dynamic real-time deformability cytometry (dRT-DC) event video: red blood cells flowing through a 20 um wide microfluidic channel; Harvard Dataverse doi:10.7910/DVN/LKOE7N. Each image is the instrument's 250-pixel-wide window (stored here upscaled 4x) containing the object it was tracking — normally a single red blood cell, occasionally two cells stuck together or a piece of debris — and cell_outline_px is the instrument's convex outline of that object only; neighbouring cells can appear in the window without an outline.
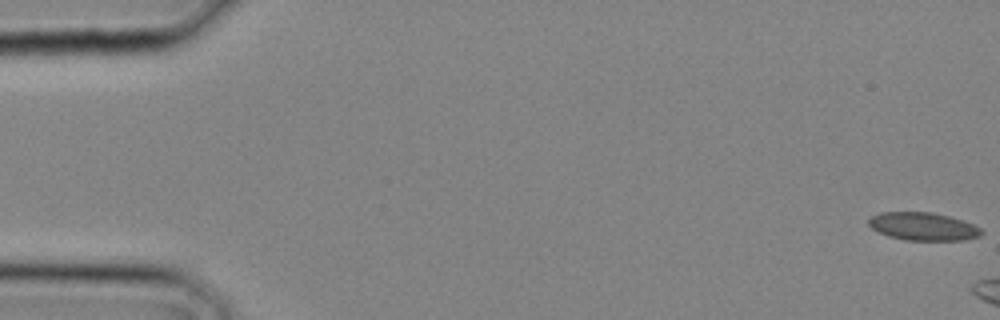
{"species": "common noctule bat (a hibernating species)", "species_latin": "Nyctalus noctula", "temperature_condition": "cold", "stored_images_in_passage": 4, "camera_frame_rate_fps": 3000, "um_per_image_px": 0.085, "animal": {"sex": "male", "body_mass_g": 20.4}, "frame": {"image": 1, "passage_image": 1, "time_ms": 0.0, "image_size_px": [1000, 320], "cell_outline_px": [[984, 232], [980, 236], [964, 240], [904, 240], [888, 236], [872, 228], [868, 224], [868, 220], [872, 216], [880, 212], [932, 212], [964, 220], [980, 228]], "centroid_in_image_um": [78.48, 19.25], "position_along_channel_um": 6.5, "area_um2": 18.38}}